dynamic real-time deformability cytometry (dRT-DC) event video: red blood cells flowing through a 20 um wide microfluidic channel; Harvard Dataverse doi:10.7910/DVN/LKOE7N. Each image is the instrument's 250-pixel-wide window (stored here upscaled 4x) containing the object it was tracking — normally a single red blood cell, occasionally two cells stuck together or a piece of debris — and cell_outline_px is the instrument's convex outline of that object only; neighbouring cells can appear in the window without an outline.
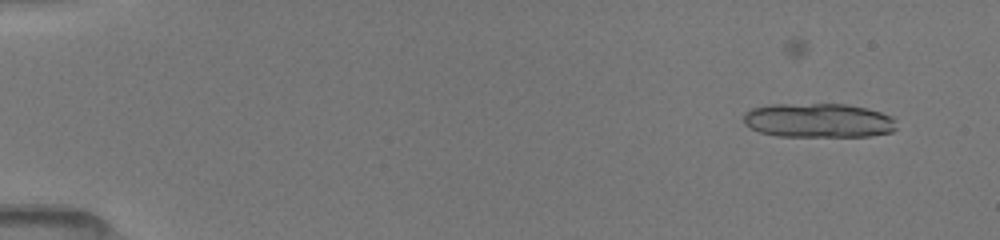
{"species": "common noctule bat (a hibernating species)", "species_latin": "Nyctalus noctula", "temperature_condition": "room temperature", "stored_images_in_passage": 32, "camera_frame_rate_fps": 3000, "um_per_image_px": 0.085, "animal": {"sex": "female", "body_mass_g": 19.5, "forearm_length_mm": 54.1}, "frame": {"image": 1, "passage_image": 3, "time_ms": 0.667, "image_size_px": [1000, 240], "cell_outline_px": [[896, 128], [892, 132], [872, 136], [776, 136], [760, 132], [744, 124], [744, 112], [748, 108], [768, 104], [848, 104], [868, 108], [892, 116]], "centroid_in_image_um": [69.54, 10.23], "position_along_channel_um": 15.5, "area_um2": 30.87}}
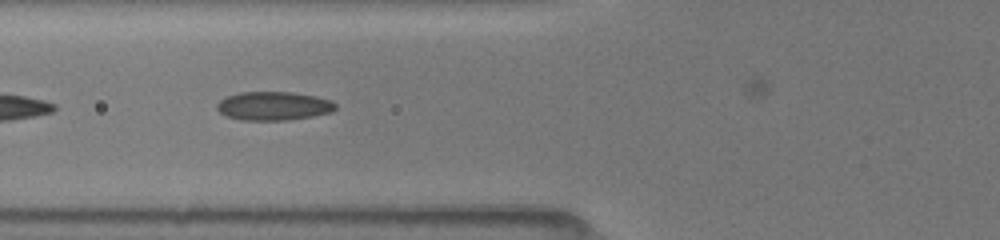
{"frame": {"image": 2, "passage_image": 20, "time_ms": 6.333, "image_size_px": [1000, 240], "cell_outline_px": [[336, 108], [332, 112], [312, 116], [288, 120], [240, 120], [228, 116], [220, 112], [216, 108], [216, 104], [220, 100], [228, 96], [240, 92], [292, 92], [316, 96], [332, 100], [336, 104]], "centroid_in_image_um": [23.27, 9.0], "position_along_channel_um": 102.5, "area_um2": 19.83}}
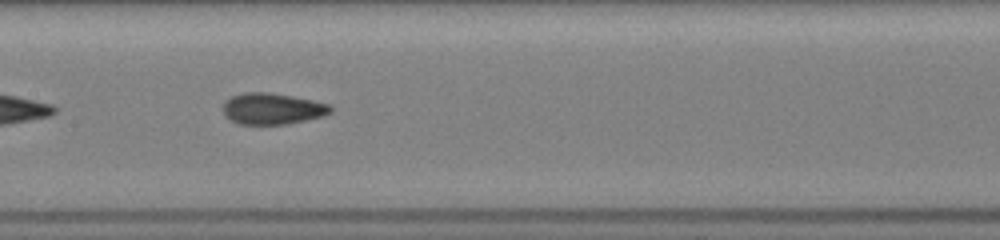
{"frame": {"image": 3, "passage_image": 26, "time_ms": 8.333, "image_size_px": [1000, 240], "cell_outline_px": [[332, 112], [324, 116], [288, 124], [240, 124], [224, 116], [224, 100], [232, 96], [244, 92], [268, 92], [292, 96], [312, 100], [328, 104], [332, 108]], "centroid_in_image_um": [23.15, 9.24], "position_along_channel_um": 184.3, "area_um2": 19.59}}